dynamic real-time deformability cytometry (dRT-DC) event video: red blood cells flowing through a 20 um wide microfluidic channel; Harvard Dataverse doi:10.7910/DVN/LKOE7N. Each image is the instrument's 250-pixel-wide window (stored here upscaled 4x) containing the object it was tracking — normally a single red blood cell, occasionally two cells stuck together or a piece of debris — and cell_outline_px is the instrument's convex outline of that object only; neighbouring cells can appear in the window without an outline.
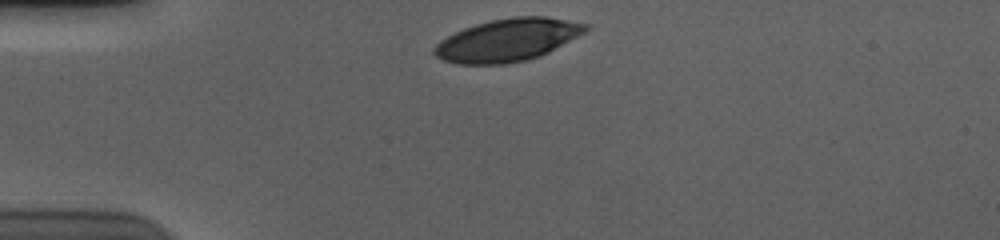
{"species": "human", "species_latin": "Homo sapiens", "temperature_condition": "cold", "stored_images_in_passage": 33, "camera_frame_rate_fps": 3000, "um_per_image_px": 0.085, "donor": {"sex": "male"}, "frame": {"image": 1, "passage_image": 1, "time_ms": 0.0, "image_size_px": [1000, 240], "cell_outline_px": [[588, 28], [584, 32], [548, 52], [540, 56], [524, 60], [504, 64], [456, 64], [444, 60], [436, 56], [432, 52], [432, 48], [440, 40], [464, 28], [476, 24], [492, 20], [512, 16], [544, 16], [588, 24]], "centroid_in_image_um": [43.1, 3.4], "position_along_channel_um": 41.9, "area_um2": 37.17}}
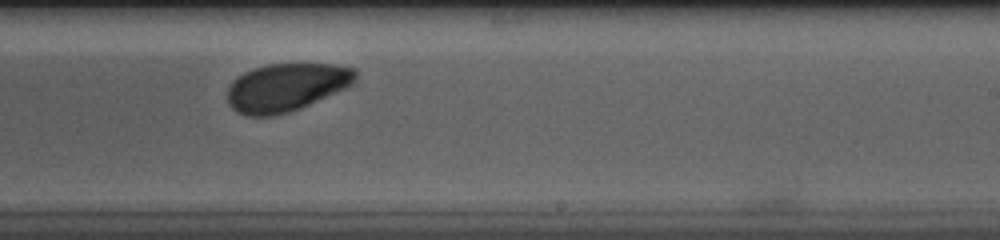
{"frame": {"image": 2, "passage_image": 22, "time_ms": 7.0, "image_size_px": [1000, 240], "cell_outline_px": [[356, 76], [352, 84], [348, 88], [300, 108], [276, 116], [244, 116], [236, 112], [228, 104], [228, 88], [232, 80], [236, 76], [252, 68], [268, 64], [336, 64], [356, 68]], "centroid_in_image_um": [24.32, 7.42], "position_along_channel_um": 264.7, "area_um2": 36.24}}
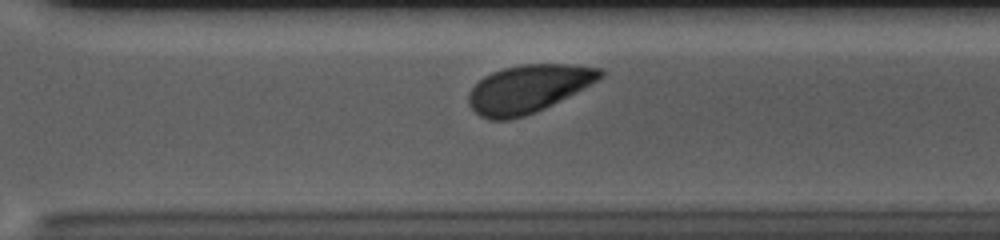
{"frame": {"image": 3, "passage_image": 27, "time_ms": 8.667, "image_size_px": [1000, 240], "cell_outline_px": [[604, 76], [584, 88], [536, 112], [524, 116], [508, 120], [488, 120], [480, 116], [468, 104], [468, 92], [484, 76], [492, 72], [504, 68], [524, 64], [568, 64], [600, 68], [604, 72]], "centroid_in_image_um": [44.88, 7.55], "position_along_channel_um": 325.7, "area_um2": 36.53}, "authors_computed_cell_mechanics": {"area_um2": 38.4948, "velocity_mm_per_s": 3.6614, "shape_relaxation_time_tau1_ms": 3.6773, "shape_relaxation_time_tau2_ms": null, "deformation_change_tau1": 0.1578, "deformation_change_tau2": null}}